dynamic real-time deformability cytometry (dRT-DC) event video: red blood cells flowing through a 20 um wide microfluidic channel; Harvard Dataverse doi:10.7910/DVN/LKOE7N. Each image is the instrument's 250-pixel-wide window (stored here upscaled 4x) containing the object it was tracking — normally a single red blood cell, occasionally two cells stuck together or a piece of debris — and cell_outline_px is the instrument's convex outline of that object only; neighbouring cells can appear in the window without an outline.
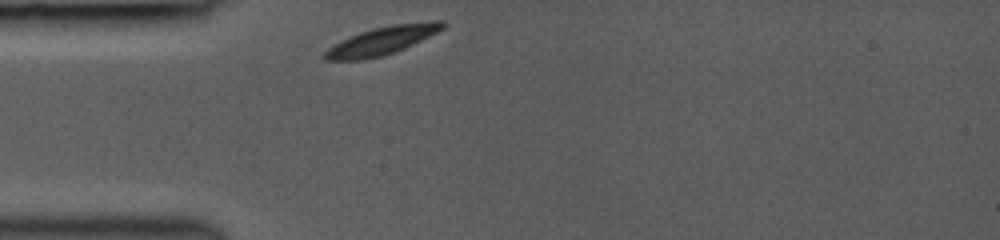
{"species": "common noctule bat (a hibernating species)", "species_latin": "Nyctalus noctula", "temperature_condition": "room temperature", "stored_images_in_passage": 28, "camera_frame_rate_fps": 3000, "um_per_image_px": 0.085, "animal": {"sex": "female", "body_mass_g": 19.0, "forearm_length_mm": 53.3}, "frame": {"image": 1, "passage_image": 1, "time_ms": 0.0, "image_size_px": [1000, 240], "cell_outline_px": [[448, 24], [444, 28], [396, 52], [364, 60], [324, 60], [324, 52], [328, 48], [340, 40], [360, 32], [372, 28], [392, 24], [432, 20], [444, 20]], "centroid_in_image_um": [32.49, 3.43], "position_along_channel_um": 52.5, "area_um2": 19.36}}
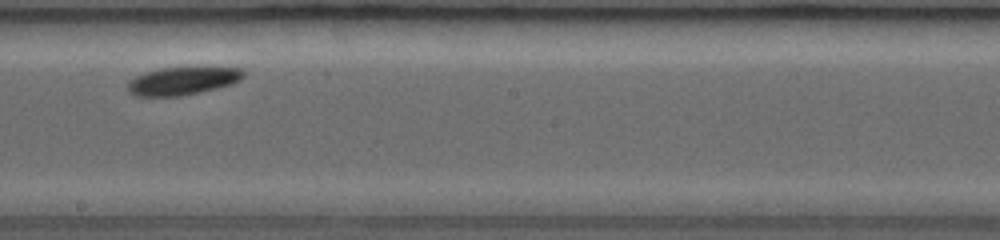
{"frame": {"image": 2, "passage_image": 15, "time_ms": 4.667, "image_size_px": [1000, 240], "cell_outline_px": [[248, 72], [240, 80], [232, 84], [200, 92], [180, 96], [136, 96], [128, 92], [128, 84], [136, 76], [144, 72], [160, 68], [192, 64], [196, 64], [240, 68]], "centroid_in_image_um": [15.61, 6.81], "position_along_channel_um": 232.6, "area_um2": 19.88}}
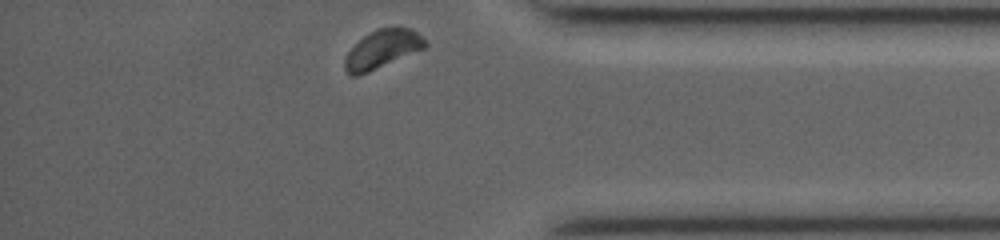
{"frame": {"image": 3, "passage_image": 28, "time_ms": 9.0, "image_size_px": [1000, 240], "cell_outline_px": [[428, 44], [424, 48], [368, 72], [356, 76], [352, 76], [344, 68], [344, 60], [348, 52], [364, 36], [376, 28], [396, 24], [412, 28]], "centroid_in_image_um": [32.5, 4.12], "position_along_channel_um": 402.7, "area_um2": 17.98}, "authors_computed_cell_mechanics": {"area_um2": 19.074, "velocity_mm_per_s": 4.0554, "shape_relaxation_time_tau1_ms": 1.5428, "shape_relaxation_time_tau2_ms": null, "deformation_change_tau1": 0.0869, "deformation_change_tau2": null}}